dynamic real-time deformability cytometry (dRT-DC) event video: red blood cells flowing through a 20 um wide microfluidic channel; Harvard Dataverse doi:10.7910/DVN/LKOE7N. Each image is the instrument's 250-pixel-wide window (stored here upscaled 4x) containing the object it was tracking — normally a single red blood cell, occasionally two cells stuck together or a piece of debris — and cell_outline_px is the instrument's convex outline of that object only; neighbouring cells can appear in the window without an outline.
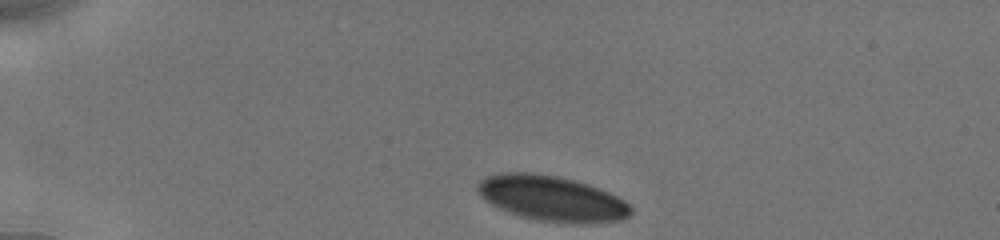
{"species": "human", "species_latin": "Homo sapiens", "temperature_condition": "cold", "stored_images_in_passage": 47, "camera_frame_rate_fps": 3000, "um_per_image_px": 0.085, "donor": {"sex": "male"}, "frame": {"image": 1, "passage_image": 1, "time_ms": 0.0, "image_size_px": [1000, 240], "cell_outline_px": [[632, 212], [628, 216], [620, 220], [588, 224], [572, 224], [536, 220], [520, 216], [508, 212], [484, 200], [476, 188], [476, 184], [484, 176], [500, 172], [528, 172], [556, 176], [588, 184], [608, 192], [624, 200], [632, 208]], "centroid_in_image_um": [46.88, 16.87], "position_along_channel_um": 38.1, "area_um2": 40.69}}
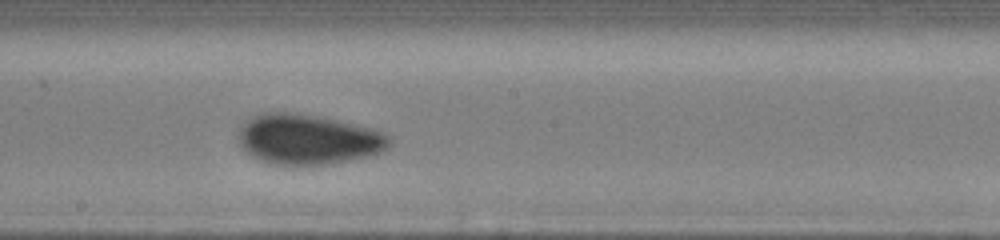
{"frame": {"image": 2, "passage_image": 26, "time_ms": 6.333, "image_size_px": [1000, 240], "cell_outline_px": [[392, 144], [388, 148], [380, 152], [364, 156], [324, 164], [276, 164], [252, 156], [240, 144], [240, 128], [252, 116], [260, 112], [292, 112], [320, 116], [372, 128], [384, 132], [392, 140]], "centroid_in_image_um": [26.21, 11.81], "position_along_channel_um": 222.0, "area_um2": 43.47}}
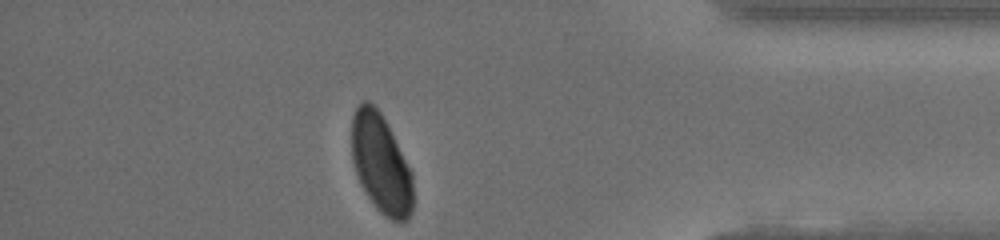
{"frame": {"image": 3, "passage_image": 47, "time_ms": 11.667, "image_size_px": [1000, 240], "cell_outline_px": [[412, 212], [408, 220], [392, 220], [384, 216], [376, 208], [368, 196], [356, 172], [352, 160], [352, 116], [356, 108], [364, 100], [368, 100], [380, 112], [412, 172]], "centroid_in_image_um": [32.38, 13.92], "position_along_channel_um": 402.8, "area_um2": 34.8}, "authors_computed_cell_mechanics": {"area_um2": 41.616, "velocity_mm_per_s": 3.8658, "shape_relaxation_time_tau1_ms": 3.9806, "shape_relaxation_time_tau2_ms": null, "deformation_change_tau1": 0.0904, "deformation_change_tau2": null}}